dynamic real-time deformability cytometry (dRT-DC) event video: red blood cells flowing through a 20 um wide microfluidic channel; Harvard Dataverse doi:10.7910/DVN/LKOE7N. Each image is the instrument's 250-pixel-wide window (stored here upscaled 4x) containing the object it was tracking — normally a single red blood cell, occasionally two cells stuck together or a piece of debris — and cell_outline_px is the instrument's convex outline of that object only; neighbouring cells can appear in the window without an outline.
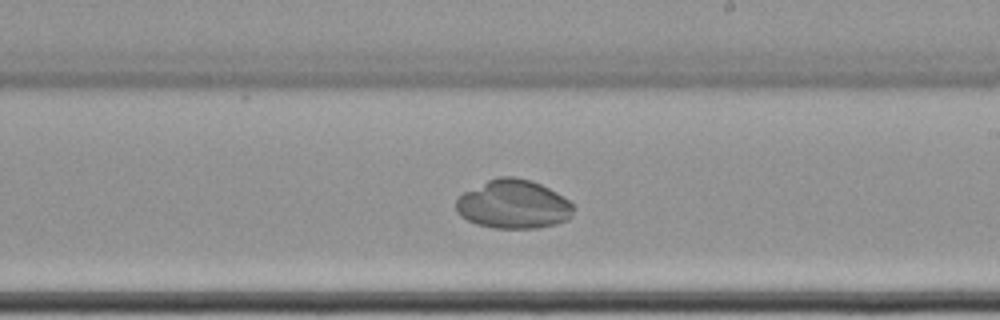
{"species": "common noctule bat (a hibernating species)", "species_latin": "Nyctalus noctula", "temperature_condition": "cold", "stored_images_in_passage": 57, "camera_frame_rate_fps": 3000, "um_per_image_px": 0.085, "animal": {"sex": "female", "body_mass_g": 22.7, "forearm_length_mm": 54.2}, "frame": {"image": 1, "passage_image": 33, "time_ms": 10.667, "image_size_px": [1000, 320], "cell_outline_px": [[576, 208], [572, 216], [568, 220], [556, 224], [536, 228], [492, 228], [476, 224], [460, 216], [456, 212], [456, 200], [464, 192], [488, 180], [500, 176], [516, 176], [532, 180], [556, 192], [568, 200]], "centroid_in_image_um": [43.65, 17.37], "position_along_channel_um": 245.4, "area_um2": 33.58}}